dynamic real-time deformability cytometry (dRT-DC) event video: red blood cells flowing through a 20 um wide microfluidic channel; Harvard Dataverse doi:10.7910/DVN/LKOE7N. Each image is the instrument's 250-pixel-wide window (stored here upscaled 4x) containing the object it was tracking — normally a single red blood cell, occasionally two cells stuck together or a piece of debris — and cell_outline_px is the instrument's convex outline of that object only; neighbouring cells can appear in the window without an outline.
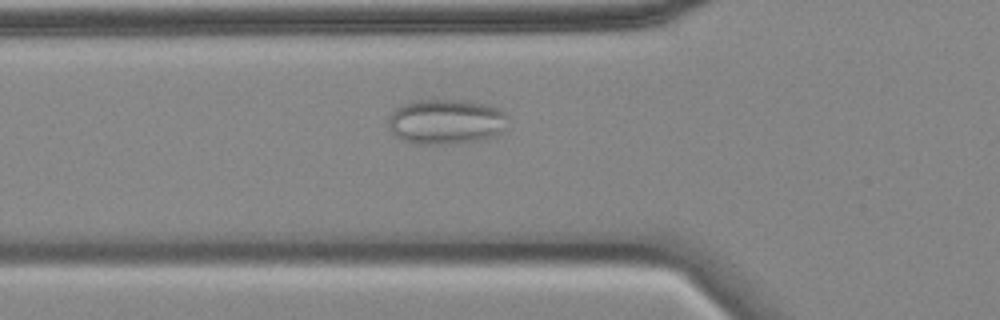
{"species": "common noctule bat (a hibernating species)", "species_latin": "Nyctalus noctula", "temperature_condition": "cold", "stored_images_in_passage": 51, "camera_frame_rate_fps": 3000, "um_per_image_px": 0.085, "animal": {"sex": "female", "body_mass_g": 18.4}, "frame": {"image": 1, "passage_image": 13, "time_ms": 4.0, "image_size_px": [1000, 320], "cell_outline_px": [[508, 116], [500, 132], [496, 136], [488, 140], [452, 144], [412, 144], [400, 140], [392, 132], [388, 124], [388, 120], [392, 112], [396, 108], [404, 104], [416, 100], [468, 100], [488, 104], [500, 108]], "centroid_in_image_um": [37.93, 10.36], "position_along_channel_um": 87.9, "area_um2": 31.96}}
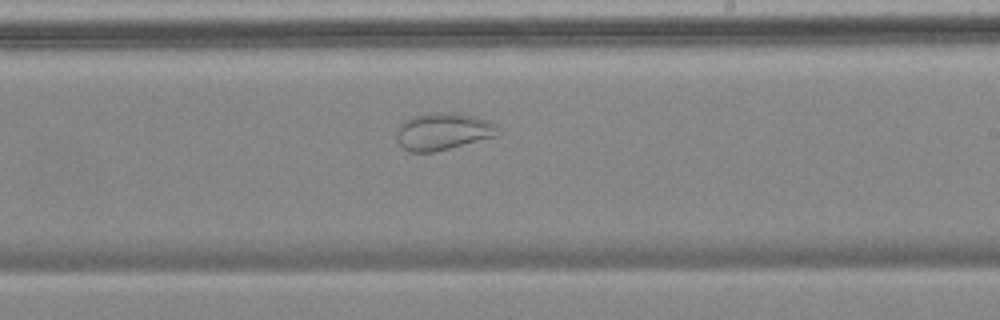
{"frame": {"image": 2, "passage_image": 27, "time_ms": 8.667, "image_size_px": [1000, 320], "cell_outline_px": [[500, 124], [496, 136], [432, 152], [408, 152], [396, 140], [396, 132], [400, 124], [404, 120], [412, 116], [436, 112], [452, 112], [472, 116], [488, 120]], "centroid_in_image_um": [37.64, 11.16], "position_along_channel_um": 251.4, "area_um2": 21.91}}
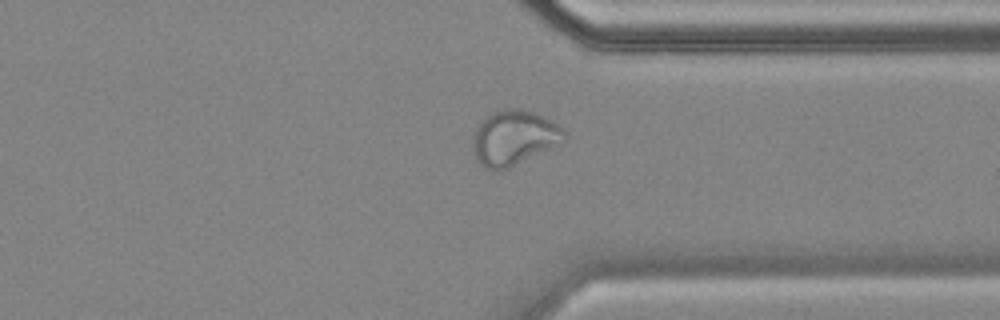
{"frame": {"image": 3, "passage_image": 37, "time_ms": 12.0, "image_size_px": [1000, 320], "cell_outline_px": [[564, 136], [544, 148], [508, 168], [484, 168], [476, 160], [472, 148], [472, 144], [476, 128], [488, 112], [504, 108], [520, 108], [532, 112], [552, 120], [564, 128]], "centroid_in_image_um": [43.56, 11.64], "position_along_channel_um": 367.8, "area_um2": 28.09}, "authors_computed_cell_mechanics": {"area_um2": 29.767, "velocity_mm_per_s": 3.5118, "shape_relaxation_time_tau1_ms": null, "shape_relaxation_time_tau2_ms": 1.6325, "deformation_change_tau1": null, "deformation_change_tau2": 0.0427}}